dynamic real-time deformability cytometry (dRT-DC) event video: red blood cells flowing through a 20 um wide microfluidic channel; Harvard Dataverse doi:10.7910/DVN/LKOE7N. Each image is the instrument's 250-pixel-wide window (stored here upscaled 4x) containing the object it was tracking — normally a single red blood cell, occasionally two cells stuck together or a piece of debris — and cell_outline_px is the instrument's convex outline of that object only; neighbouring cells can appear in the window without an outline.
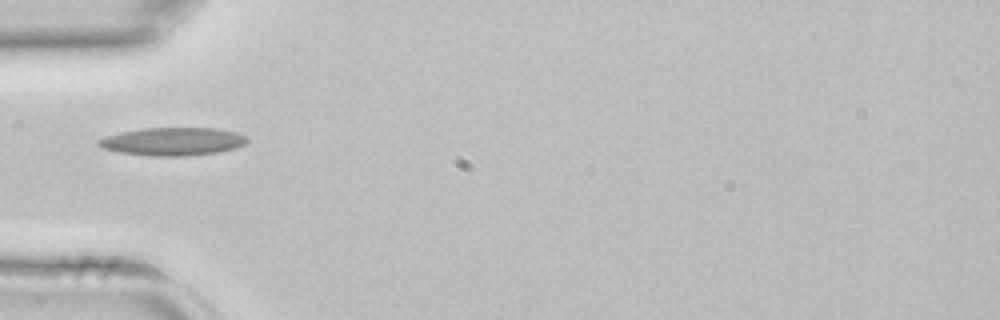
{"species": "common noctule bat (a hibernating species)", "species_latin": "Nyctalus noctula", "temperature_condition": "room temperature", "stored_images_in_passage": 4, "camera_frame_rate_fps": 3000, "um_per_image_px": 0.085, "animal": {"sex": "female", "body_mass_g": 22.7, "forearm_length_mm": 54.2}, "frame": {"image": 1, "passage_image": 3, "time_ms": 0.667, "image_size_px": [1000, 320], "cell_outline_px": [[248, 140], [244, 144], [236, 148], [220, 152], [184, 156], [152, 156], [120, 152], [104, 148], [96, 144], [96, 140], [120, 132], [144, 128], [216, 128], [236, 132], [248, 136]], "centroid_in_image_um": [14.72, 12.02], "position_along_channel_um": 70.3, "area_um2": 24.28}}